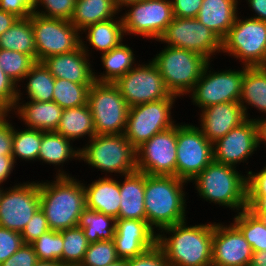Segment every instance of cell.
Here are the masks:
<instances>
[{
	"label": "cell",
	"instance_id": "obj_1",
	"mask_svg": "<svg viewBox=\"0 0 266 266\" xmlns=\"http://www.w3.org/2000/svg\"><path fill=\"white\" fill-rule=\"evenodd\" d=\"M187 222L161 230L157 245L170 266H212L213 222L190 226Z\"/></svg>",
	"mask_w": 266,
	"mask_h": 266
},
{
	"label": "cell",
	"instance_id": "obj_2",
	"mask_svg": "<svg viewBox=\"0 0 266 266\" xmlns=\"http://www.w3.org/2000/svg\"><path fill=\"white\" fill-rule=\"evenodd\" d=\"M187 183L176 176L145 174L146 221L157 234L166 227L188 220Z\"/></svg>",
	"mask_w": 266,
	"mask_h": 266
},
{
	"label": "cell",
	"instance_id": "obj_3",
	"mask_svg": "<svg viewBox=\"0 0 266 266\" xmlns=\"http://www.w3.org/2000/svg\"><path fill=\"white\" fill-rule=\"evenodd\" d=\"M51 181H39L40 208L50 229L62 231L76 227L86 209L83 181L74 176H55Z\"/></svg>",
	"mask_w": 266,
	"mask_h": 266
},
{
	"label": "cell",
	"instance_id": "obj_4",
	"mask_svg": "<svg viewBox=\"0 0 266 266\" xmlns=\"http://www.w3.org/2000/svg\"><path fill=\"white\" fill-rule=\"evenodd\" d=\"M236 167L212 161L192 181L204 201L238 213L247 208V176Z\"/></svg>",
	"mask_w": 266,
	"mask_h": 266
},
{
	"label": "cell",
	"instance_id": "obj_5",
	"mask_svg": "<svg viewBox=\"0 0 266 266\" xmlns=\"http://www.w3.org/2000/svg\"><path fill=\"white\" fill-rule=\"evenodd\" d=\"M86 141L87 144L80 148V161L91 166L89 168L106 173V177L137 171V150L124 134L95 135Z\"/></svg>",
	"mask_w": 266,
	"mask_h": 266
},
{
	"label": "cell",
	"instance_id": "obj_6",
	"mask_svg": "<svg viewBox=\"0 0 266 266\" xmlns=\"http://www.w3.org/2000/svg\"><path fill=\"white\" fill-rule=\"evenodd\" d=\"M151 61L164 80L167 90L179 98L188 95L209 62L204 56L186 49L163 46Z\"/></svg>",
	"mask_w": 266,
	"mask_h": 266
},
{
	"label": "cell",
	"instance_id": "obj_7",
	"mask_svg": "<svg viewBox=\"0 0 266 266\" xmlns=\"http://www.w3.org/2000/svg\"><path fill=\"white\" fill-rule=\"evenodd\" d=\"M240 13L222 40L221 54L232 56L243 66H266V22Z\"/></svg>",
	"mask_w": 266,
	"mask_h": 266
},
{
	"label": "cell",
	"instance_id": "obj_8",
	"mask_svg": "<svg viewBox=\"0 0 266 266\" xmlns=\"http://www.w3.org/2000/svg\"><path fill=\"white\" fill-rule=\"evenodd\" d=\"M87 104L96 135L124 134L129 106L114 83L94 82L88 90Z\"/></svg>",
	"mask_w": 266,
	"mask_h": 266
},
{
	"label": "cell",
	"instance_id": "obj_9",
	"mask_svg": "<svg viewBox=\"0 0 266 266\" xmlns=\"http://www.w3.org/2000/svg\"><path fill=\"white\" fill-rule=\"evenodd\" d=\"M210 65L211 61L206 64L200 79L188 95L193 105L202 110L215 104L239 102L247 66L214 71Z\"/></svg>",
	"mask_w": 266,
	"mask_h": 266
},
{
	"label": "cell",
	"instance_id": "obj_10",
	"mask_svg": "<svg viewBox=\"0 0 266 266\" xmlns=\"http://www.w3.org/2000/svg\"><path fill=\"white\" fill-rule=\"evenodd\" d=\"M175 99L165 98L129 107L124 135L136 149L155 134L177 124L171 115Z\"/></svg>",
	"mask_w": 266,
	"mask_h": 266
},
{
	"label": "cell",
	"instance_id": "obj_11",
	"mask_svg": "<svg viewBox=\"0 0 266 266\" xmlns=\"http://www.w3.org/2000/svg\"><path fill=\"white\" fill-rule=\"evenodd\" d=\"M213 161V143L197 125L177 123L176 177L190 183Z\"/></svg>",
	"mask_w": 266,
	"mask_h": 266
},
{
	"label": "cell",
	"instance_id": "obj_12",
	"mask_svg": "<svg viewBox=\"0 0 266 266\" xmlns=\"http://www.w3.org/2000/svg\"><path fill=\"white\" fill-rule=\"evenodd\" d=\"M123 10L125 36L135 35L152 41L162 36L174 18L170 0H141L128 4Z\"/></svg>",
	"mask_w": 266,
	"mask_h": 266
},
{
	"label": "cell",
	"instance_id": "obj_13",
	"mask_svg": "<svg viewBox=\"0 0 266 266\" xmlns=\"http://www.w3.org/2000/svg\"><path fill=\"white\" fill-rule=\"evenodd\" d=\"M157 42L196 52L211 62L222 52V40L197 18L174 17Z\"/></svg>",
	"mask_w": 266,
	"mask_h": 266
},
{
	"label": "cell",
	"instance_id": "obj_14",
	"mask_svg": "<svg viewBox=\"0 0 266 266\" xmlns=\"http://www.w3.org/2000/svg\"><path fill=\"white\" fill-rule=\"evenodd\" d=\"M37 51V62L76 50L81 45L80 31L69 21L30 15Z\"/></svg>",
	"mask_w": 266,
	"mask_h": 266
},
{
	"label": "cell",
	"instance_id": "obj_15",
	"mask_svg": "<svg viewBox=\"0 0 266 266\" xmlns=\"http://www.w3.org/2000/svg\"><path fill=\"white\" fill-rule=\"evenodd\" d=\"M144 63H138L114 83L128 106L132 107L165 98H178L167 90L155 64L151 60Z\"/></svg>",
	"mask_w": 266,
	"mask_h": 266
},
{
	"label": "cell",
	"instance_id": "obj_16",
	"mask_svg": "<svg viewBox=\"0 0 266 266\" xmlns=\"http://www.w3.org/2000/svg\"><path fill=\"white\" fill-rule=\"evenodd\" d=\"M0 197V226L21 233L40 208L39 181L14 183Z\"/></svg>",
	"mask_w": 266,
	"mask_h": 266
},
{
	"label": "cell",
	"instance_id": "obj_17",
	"mask_svg": "<svg viewBox=\"0 0 266 266\" xmlns=\"http://www.w3.org/2000/svg\"><path fill=\"white\" fill-rule=\"evenodd\" d=\"M136 150L137 171L148 175L176 176L177 124L155 134Z\"/></svg>",
	"mask_w": 266,
	"mask_h": 266
},
{
	"label": "cell",
	"instance_id": "obj_18",
	"mask_svg": "<svg viewBox=\"0 0 266 266\" xmlns=\"http://www.w3.org/2000/svg\"><path fill=\"white\" fill-rule=\"evenodd\" d=\"M256 127L246 119L213 143V161L233 167L248 165L249 158L257 151Z\"/></svg>",
	"mask_w": 266,
	"mask_h": 266
},
{
	"label": "cell",
	"instance_id": "obj_19",
	"mask_svg": "<svg viewBox=\"0 0 266 266\" xmlns=\"http://www.w3.org/2000/svg\"><path fill=\"white\" fill-rule=\"evenodd\" d=\"M252 248L234 224L213 222L212 266H249Z\"/></svg>",
	"mask_w": 266,
	"mask_h": 266
},
{
	"label": "cell",
	"instance_id": "obj_20",
	"mask_svg": "<svg viewBox=\"0 0 266 266\" xmlns=\"http://www.w3.org/2000/svg\"><path fill=\"white\" fill-rule=\"evenodd\" d=\"M113 241L117 256L121 259H131L157 244V232L147 221L119 218L116 219Z\"/></svg>",
	"mask_w": 266,
	"mask_h": 266
},
{
	"label": "cell",
	"instance_id": "obj_21",
	"mask_svg": "<svg viewBox=\"0 0 266 266\" xmlns=\"http://www.w3.org/2000/svg\"><path fill=\"white\" fill-rule=\"evenodd\" d=\"M198 128L212 143L224 137L247 118L240 102H226L211 105L201 110ZM200 126V127H199Z\"/></svg>",
	"mask_w": 266,
	"mask_h": 266
},
{
	"label": "cell",
	"instance_id": "obj_22",
	"mask_svg": "<svg viewBox=\"0 0 266 266\" xmlns=\"http://www.w3.org/2000/svg\"><path fill=\"white\" fill-rule=\"evenodd\" d=\"M90 57L84 52L81 45L74 51L53 55L41 62L54 76L69 80L77 84H93L95 82L94 72ZM92 66V67H91Z\"/></svg>",
	"mask_w": 266,
	"mask_h": 266
},
{
	"label": "cell",
	"instance_id": "obj_23",
	"mask_svg": "<svg viewBox=\"0 0 266 266\" xmlns=\"http://www.w3.org/2000/svg\"><path fill=\"white\" fill-rule=\"evenodd\" d=\"M21 88L18 87L17 102L10 112L24 123L25 127L44 132L56 131L63 108L54 101L24 100ZM23 100V101H22ZM21 101V102H20Z\"/></svg>",
	"mask_w": 266,
	"mask_h": 266
},
{
	"label": "cell",
	"instance_id": "obj_24",
	"mask_svg": "<svg viewBox=\"0 0 266 266\" xmlns=\"http://www.w3.org/2000/svg\"><path fill=\"white\" fill-rule=\"evenodd\" d=\"M83 187L87 209L119 219L121 198L118 179L113 176H99L88 185L83 182Z\"/></svg>",
	"mask_w": 266,
	"mask_h": 266
},
{
	"label": "cell",
	"instance_id": "obj_25",
	"mask_svg": "<svg viewBox=\"0 0 266 266\" xmlns=\"http://www.w3.org/2000/svg\"><path fill=\"white\" fill-rule=\"evenodd\" d=\"M80 34L81 47L89 57L92 56V49L93 53L95 52L94 49L97 52L100 51L101 54L109 52L112 48L118 47L125 39L122 17L120 15L116 18L89 25ZM82 34H86L85 38ZM88 46H92V48ZM88 49H91V51Z\"/></svg>",
	"mask_w": 266,
	"mask_h": 266
},
{
	"label": "cell",
	"instance_id": "obj_26",
	"mask_svg": "<svg viewBox=\"0 0 266 266\" xmlns=\"http://www.w3.org/2000/svg\"><path fill=\"white\" fill-rule=\"evenodd\" d=\"M73 143V141L55 131H43V138L37 161L42 162V164L55 166L54 169L57 171L55 172L56 176H72L65 170L63 171L62 166L66 164L67 161L69 162V160L72 161L73 159H75L76 162L77 160L80 162V147L74 146Z\"/></svg>",
	"mask_w": 266,
	"mask_h": 266
},
{
	"label": "cell",
	"instance_id": "obj_27",
	"mask_svg": "<svg viewBox=\"0 0 266 266\" xmlns=\"http://www.w3.org/2000/svg\"><path fill=\"white\" fill-rule=\"evenodd\" d=\"M119 179L120 209L119 218L146 221L144 204L145 173L135 171Z\"/></svg>",
	"mask_w": 266,
	"mask_h": 266
},
{
	"label": "cell",
	"instance_id": "obj_28",
	"mask_svg": "<svg viewBox=\"0 0 266 266\" xmlns=\"http://www.w3.org/2000/svg\"><path fill=\"white\" fill-rule=\"evenodd\" d=\"M240 0H203L197 20L223 40L238 15Z\"/></svg>",
	"mask_w": 266,
	"mask_h": 266
},
{
	"label": "cell",
	"instance_id": "obj_29",
	"mask_svg": "<svg viewBox=\"0 0 266 266\" xmlns=\"http://www.w3.org/2000/svg\"><path fill=\"white\" fill-rule=\"evenodd\" d=\"M239 102L247 119H252L250 108L266 116V66L245 68Z\"/></svg>",
	"mask_w": 266,
	"mask_h": 266
},
{
	"label": "cell",
	"instance_id": "obj_30",
	"mask_svg": "<svg viewBox=\"0 0 266 266\" xmlns=\"http://www.w3.org/2000/svg\"><path fill=\"white\" fill-rule=\"evenodd\" d=\"M100 59L105 71L99 73L100 75L94 71V78L95 82L101 83H115L138 64L133 48L124 42L101 54Z\"/></svg>",
	"mask_w": 266,
	"mask_h": 266
},
{
	"label": "cell",
	"instance_id": "obj_31",
	"mask_svg": "<svg viewBox=\"0 0 266 266\" xmlns=\"http://www.w3.org/2000/svg\"><path fill=\"white\" fill-rule=\"evenodd\" d=\"M55 132L73 142L84 137H89L87 139L90 140L95 136L94 120L88 104L76 108L63 109Z\"/></svg>",
	"mask_w": 266,
	"mask_h": 266
},
{
	"label": "cell",
	"instance_id": "obj_32",
	"mask_svg": "<svg viewBox=\"0 0 266 266\" xmlns=\"http://www.w3.org/2000/svg\"><path fill=\"white\" fill-rule=\"evenodd\" d=\"M120 13L114 0H76L70 22L81 32L89 25L116 18Z\"/></svg>",
	"mask_w": 266,
	"mask_h": 266
},
{
	"label": "cell",
	"instance_id": "obj_33",
	"mask_svg": "<svg viewBox=\"0 0 266 266\" xmlns=\"http://www.w3.org/2000/svg\"><path fill=\"white\" fill-rule=\"evenodd\" d=\"M0 49H7L30 55L37 62V51L30 16L18 18L0 35Z\"/></svg>",
	"mask_w": 266,
	"mask_h": 266
},
{
	"label": "cell",
	"instance_id": "obj_34",
	"mask_svg": "<svg viewBox=\"0 0 266 266\" xmlns=\"http://www.w3.org/2000/svg\"><path fill=\"white\" fill-rule=\"evenodd\" d=\"M22 83L25 86L20 84L18 87L21 85L22 88L25 87L23 89L27 95L26 99L32 101H53L55 78L42 62H36L31 67L30 71L23 78Z\"/></svg>",
	"mask_w": 266,
	"mask_h": 266
},
{
	"label": "cell",
	"instance_id": "obj_35",
	"mask_svg": "<svg viewBox=\"0 0 266 266\" xmlns=\"http://www.w3.org/2000/svg\"><path fill=\"white\" fill-rule=\"evenodd\" d=\"M77 226L83 229L90 244L101 240H113L116 218L86 208L81 213Z\"/></svg>",
	"mask_w": 266,
	"mask_h": 266
},
{
	"label": "cell",
	"instance_id": "obj_36",
	"mask_svg": "<svg viewBox=\"0 0 266 266\" xmlns=\"http://www.w3.org/2000/svg\"><path fill=\"white\" fill-rule=\"evenodd\" d=\"M43 138V131L33 128L16 129L14 125L13 141H12V156L17 163V160L27 162H36L40 151Z\"/></svg>",
	"mask_w": 266,
	"mask_h": 266
},
{
	"label": "cell",
	"instance_id": "obj_37",
	"mask_svg": "<svg viewBox=\"0 0 266 266\" xmlns=\"http://www.w3.org/2000/svg\"><path fill=\"white\" fill-rule=\"evenodd\" d=\"M233 223L243 233L253 252L266 251V226L247 208L234 214Z\"/></svg>",
	"mask_w": 266,
	"mask_h": 266
},
{
	"label": "cell",
	"instance_id": "obj_38",
	"mask_svg": "<svg viewBox=\"0 0 266 266\" xmlns=\"http://www.w3.org/2000/svg\"><path fill=\"white\" fill-rule=\"evenodd\" d=\"M92 84H77L55 78L53 101L61 108H76L87 104L88 90Z\"/></svg>",
	"mask_w": 266,
	"mask_h": 266
},
{
	"label": "cell",
	"instance_id": "obj_39",
	"mask_svg": "<svg viewBox=\"0 0 266 266\" xmlns=\"http://www.w3.org/2000/svg\"><path fill=\"white\" fill-rule=\"evenodd\" d=\"M59 232L63 237L62 263L65 266H79L90 244L83 229L76 226Z\"/></svg>",
	"mask_w": 266,
	"mask_h": 266
},
{
	"label": "cell",
	"instance_id": "obj_40",
	"mask_svg": "<svg viewBox=\"0 0 266 266\" xmlns=\"http://www.w3.org/2000/svg\"><path fill=\"white\" fill-rule=\"evenodd\" d=\"M247 176V209L253 214H266V165L259 172L245 170Z\"/></svg>",
	"mask_w": 266,
	"mask_h": 266
},
{
	"label": "cell",
	"instance_id": "obj_41",
	"mask_svg": "<svg viewBox=\"0 0 266 266\" xmlns=\"http://www.w3.org/2000/svg\"><path fill=\"white\" fill-rule=\"evenodd\" d=\"M36 61L25 53L0 49V66L18 86Z\"/></svg>",
	"mask_w": 266,
	"mask_h": 266
},
{
	"label": "cell",
	"instance_id": "obj_42",
	"mask_svg": "<svg viewBox=\"0 0 266 266\" xmlns=\"http://www.w3.org/2000/svg\"><path fill=\"white\" fill-rule=\"evenodd\" d=\"M38 260L62 263L63 237L59 231L48 230L31 243Z\"/></svg>",
	"mask_w": 266,
	"mask_h": 266
},
{
	"label": "cell",
	"instance_id": "obj_43",
	"mask_svg": "<svg viewBox=\"0 0 266 266\" xmlns=\"http://www.w3.org/2000/svg\"><path fill=\"white\" fill-rule=\"evenodd\" d=\"M119 257L113 240H101L89 244L83 261L79 266H106Z\"/></svg>",
	"mask_w": 266,
	"mask_h": 266
},
{
	"label": "cell",
	"instance_id": "obj_44",
	"mask_svg": "<svg viewBox=\"0 0 266 266\" xmlns=\"http://www.w3.org/2000/svg\"><path fill=\"white\" fill-rule=\"evenodd\" d=\"M75 1L36 0L33 12L47 18H60L70 21L74 14Z\"/></svg>",
	"mask_w": 266,
	"mask_h": 266
},
{
	"label": "cell",
	"instance_id": "obj_45",
	"mask_svg": "<svg viewBox=\"0 0 266 266\" xmlns=\"http://www.w3.org/2000/svg\"><path fill=\"white\" fill-rule=\"evenodd\" d=\"M48 230H50L48 221L43 210L39 208L36 210L33 217L29 220L20 234L24 243L31 244Z\"/></svg>",
	"mask_w": 266,
	"mask_h": 266
},
{
	"label": "cell",
	"instance_id": "obj_46",
	"mask_svg": "<svg viewBox=\"0 0 266 266\" xmlns=\"http://www.w3.org/2000/svg\"><path fill=\"white\" fill-rule=\"evenodd\" d=\"M18 86L4 73L0 66V108L11 112L17 102Z\"/></svg>",
	"mask_w": 266,
	"mask_h": 266
},
{
	"label": "cell",
	"instance_id": "obj_47",
	"mask_svg": "<svg viewBox=\"0 0 266 266\" xmlns=\"http://www.w3.org/2000/svg\"><path fill=\"white\" fill-rule=\"evenodd\" d=\"M24 244L19 232L0 226V264L6 261Z\"/></svg>",
	"mask_w": 266,
	"mask_h": 266
},
{
	"label": "cell",
	"instance_id": "obj_48",
	"mask_svg": "<svg viewBox=\"0 0 266 266\" xmlns=\"http://www.w3.org/2000/svg\"><path fill=\"white\" fill-rule=\"evenodd\" d=\"M128 266H170V264L162 249L156 244L143 254L128 259Z\"/></svg>",
	"mask_w": 266,
	"mask_h": 266
},
{
	"label": "cell",
	"instance_id": "obj_49",
	"mask_svg": "<svg viewBox=\"0 0 266 266\" xmlns=\"http://www.w3.org/2000/svg\"><path fill=\"white\" fill-rule=\"evenodd\" d=\"M13 117L10 112H4L0 116V155L12 156L14 126L9 118Z\"/></svg>",
	"mask_w": 266,
	"mask_h": 266
},
{
	"label": "cell",
	"instance_id": "obj_50",
	"mask_svg": "<svg viewBox=\"0 0 266 266\" xmlns=\"http://www.w3.org/2000/svg\"><path fill=\"white\" fill-rule=\"evenodd\" d=\"M38 262L37 254L31 244L24 243L0 266H34Z\"/></svg>",
	"mask_w": 266,
	"mask_h": 266
},
{
	"label": "cell",
	"instance_id": "obj_51",
	"mask_svg": "<svg viewBox=\"0 0 266 266\" xmlns=\"http://www.w3.org/2000/svg\"><path fill=\"white\" fill-rule=\"evenodd\" d=\"M35 3L36 0H0V10L26 18L32 14Z\"/></svg>",
	"mask_w": 266,
	"mask_h": 266
},
{
	"label": "cell",
	"instance_id": "obj_52",
	"mask_svg": "<svg viewBox=\"0 0 266 266\" xmlns=\"http://www.w3.org/2000/svg\"><path fill=\"white\" fill-rule=\"evenodd\" d=\"M174 17L196 18L203 0H170Z\"/></svg>",
	"mask_w": 266,
	"mask_h": 266
},
{
	"label": "cell",
	"instance_id": "obj_53",
	"mask_svg": "<svg viewBox=\"0 0 266 266\" xmlns=\"http://www.w3.org/2000/svg\"><path fill=\"white\" fill-rule=\"evenodd\" d=\"M16 163L13 159V156L0 155V185L3 184L9 179L13 170H15Z\"/></svg>",
	"mask_w": 266,
	"mask_h": 266
},
{
	"label": "cell",
	"instance_id": "obj_54",
	"mask_svg": "<svg viewBox=\"0 0 266 266\" xmlns=\"http://www.w3.org/2000/svg\"><path fill=\"white\" fill-rule=\"evenodd\" d=\"M250 11L252 10L253 16L250 18L258 19L266 22V0H246Z\"/></svg>",
	"mask_w": 266,
	"mask_h": 266
},
{
	"label": "cell",
	"instance_id": "obj_55",
	"mask_svg": "<svg viewBox=\"0 0 266 266\" xmlns=\"http://www.w3.org/2000/svg\"><path fill=\"white\" fill-rule=\"evenodd\" d=\"M252 120L254 121L256 127V137H257V146L258 149L261 148V144L266 145V116H258L257 118L253 117Z\"/></svg>",
	"mask_w": 266,
	"mask_h": 266
},
{
	"label": "cell",
	"instance_id": "obj_56",
	"mask_svg": "<svg viewBox=\"0 0 266 266\" xmlns=\"http://www.w3.org/2000/svg\"><path fill=\"white\" fill-rule=\"evenodd\" d=\"M18 18L13 13L0 10V35L9 29Z\"/></svg>",
	"mask_w": 266,
	"mask_h": 266
},
{
	"label": "cell",
	"instance_id": "obj_57",
	"mask_svg": "<svg viewBox=\"0 0 266 266\" xmlns=\"http://www.w3.org/2000/svg\"><path fill=\"white\" fill-rule=\"evenodd\" d=\"M249 266H266V251L253 252Z\"/></svg>",
	"mask_w": 266,
	"mask_h": 266
},
{
	"label": "cell",
	"instance_id": "obj_58",
	"mask_svg": "<svg viewBox=\"0 0 266 266\" xmlns=\"http://www.w3.org/2000/svg\"><path fill=\"white\" fill-rule=\"evenodd\" d=\"M141 0H114L116 6L120 11H123L124 7H126L128 4L136 3Z\"/></svg>",
	"mask_w": 266,
	"mask_h": 266
},
{
	"label": "cell",
	"instance_id": "obj_59",
	"mask_svg": "<svg viewBox=\"0 0 266 266\" xmlns=\"http://www.w3.org/2000/svg\"><path fill=\"white\" fill-rule=\"evenodd\" d=\"M34 266H65V265L60 261L38 260V262Z\"/></svg>",
	"mask_w": 266,
	"mask_h": 266
},
{
	"label": "cell",
	"instance_id": "obj_60",
	"mask_svg": "<svg viewBox=\"0 0 266 266\" xmlns=\"http://www.w3.org/2000/svg\"><path fill=\"white\" fill-rule=\"evenodd\" d=\"M106 266H128V259H117L115 262L108 264Z\"/></svg>",
	"mask_w": 266,
	"mask_h": 266
},
{
	"label": "cell",
	"instance_id": "obj_61",
	"mask_svg": "<svg viewBox=\"0 0 266 266\" xmlns=\"http://www.w3.org/2000/svg\"><path fill=\"white\" fill-rule=\"evenodd\" d=\"M256 215L263 223L264 226H266V214H254Z\"/></svg>",
	"mask_w": 266,
	"mask_h": 266
},
{
	"label": "cell",
	"instance_id": "obj_62",
	"mask_svg": "<svg viewBox=\"0 0 266 266\" xmlns=\"http://www.w3.org/2000/svg\"><path fill=\"white\" fill-rule=\"evenodd\" d=\"M3 188H4V186L2 187V186L0 185V197H1V193L3 192Z\"/></svg>",
	"mask_w": 266,
	"mask_h": 266
},
{
	"label": "cell",
	"instance_id": "obj_63",
	"mask_svg": "<svg viewBox=\"0 0 266 266\" xmlns=\"http://www.w3.org/2000/svg\"><path fill=\"white\" fill-rule=\"evenodd\" d=\"M4 113V111L2 109H0V116Z\"/></svg>",
	"mask_w": 266,
	"mask_h": 266
}]
</instances>
